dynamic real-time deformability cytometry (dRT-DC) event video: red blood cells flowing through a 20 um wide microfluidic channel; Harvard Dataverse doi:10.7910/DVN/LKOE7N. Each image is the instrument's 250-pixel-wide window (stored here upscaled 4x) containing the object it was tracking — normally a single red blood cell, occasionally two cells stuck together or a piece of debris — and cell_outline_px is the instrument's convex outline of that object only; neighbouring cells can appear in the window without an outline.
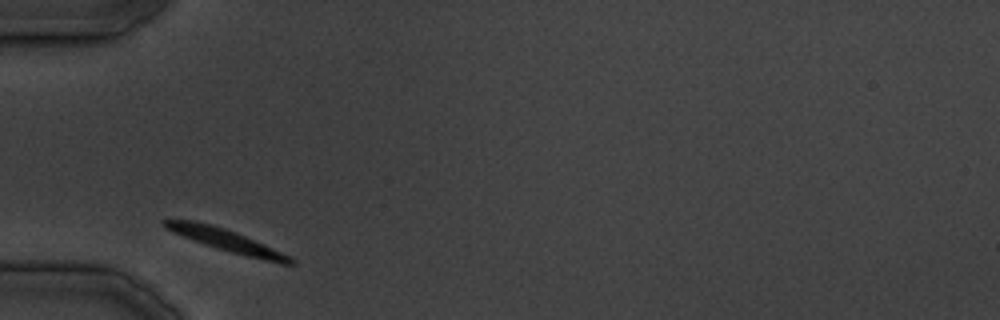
{"species": "common noctule bat (a hibernating species)", "species_latin": "Nyctalus noctula", "temperature_condition": "cold", "stored_images_in_passage": 7, "camera_frame_rate_fps": 3000, "um_per_image_px": 0.085, "animal": {"sex": "male", "body_mass_g": 19.5, "forearm_length_mm": 54.6}, "frame": {"image": 1, "passage_image": 1, "time_ms": 0.0, "image_size_px": [1000, 320], "cell_outline_px": [[296, 264], [280, 264], [232, 252], [204, 244], [172, 232], [164, 228], [160, 224], [164, 220], [192, 220], [224, 228], [244, 236], [272, 248], [296, 260]], "centroid_in_image_um": [19.19, 20.43], "position_along_channel_um": 65.8, "area_um2": 15.78}}